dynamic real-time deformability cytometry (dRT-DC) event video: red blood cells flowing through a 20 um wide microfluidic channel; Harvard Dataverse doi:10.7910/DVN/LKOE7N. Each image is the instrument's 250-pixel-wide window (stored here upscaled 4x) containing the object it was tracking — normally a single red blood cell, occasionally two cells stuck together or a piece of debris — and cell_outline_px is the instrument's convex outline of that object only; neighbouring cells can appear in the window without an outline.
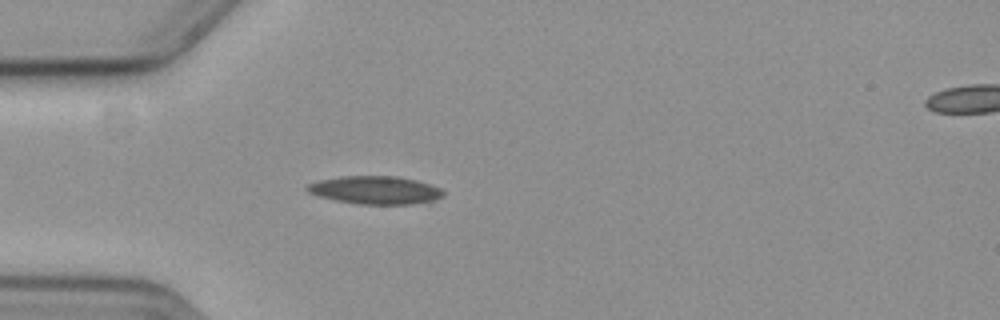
{"species": "common noctule bat (a hibernating species)", "species_latin": "Nyctalus noctula", "temperature_condition": "cold", "stored_images_in_passage": 19, "camera_frame_rate_fps": 3000, "um_per_image_px": 0.085, "animal": {"sex": "female", "body_mass_g": 19.3, "forearm_length_mm": 54.1}, "frame": {"image": 1, "passage_image": 7, "time_ms": 2.0, "image_size_px": [1000, 320], "cell_outline_px": [[444, 196], [436, 200], [412, 204], [356, 204], [336, 200], [320, 196], [308, 192], [304, 188], [308, 184], [320, 180], [344, 176], [396, 176], [416, 180], [440, 188], [444, 192]], "centroid_in_image_um": [31.91, 16.16], "position_along_channel_um": 53.1, "area_um2": 22.14}}
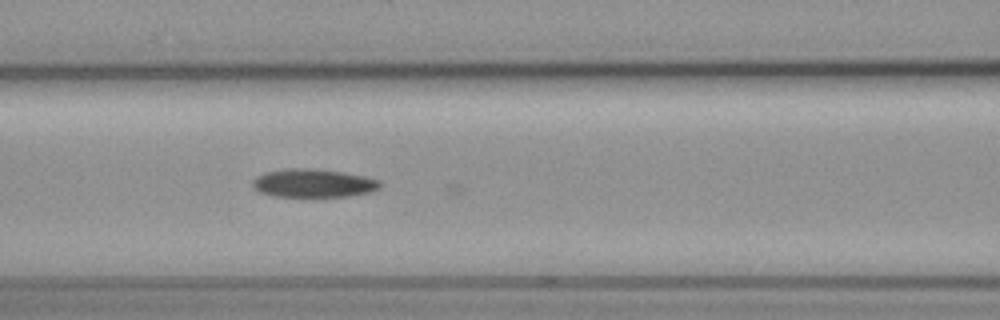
{"frame": {"image": 2, "passage_image": 15, "time_ms": 4.667, "image_size_px": [1000, 320], "cell_outline_px": [[380, 188], [372, 192], [348, 196], [272, 196], [260, 192], [252, 184], [252, 180], [256, 176], [264, 172], [288, 168], [312, 168], [340, 172], [364, 176], [380, 180]], "centroid_in_image_um": [26.63, 15.56], "position_along_channel_um": 140.0, "area_um2": 20.98}}
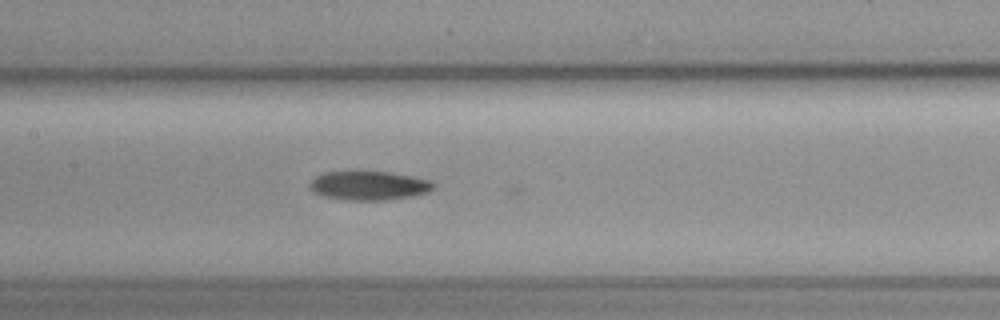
{"frame": {"image": 3, "passage_image": 18, "time_ms": 5.667, "image_size_px": [1000, 320], "cell_outline_px": [[436, 188], [428, 192], [412, 196], [384, 200], [344, 200], [324, 196], [312, 192], [308, 188], [308, 184], [316, 176], [324, 172], [392, 172], [432, 180], [436, 184]], "centroid_in_image_um": [31.38, 15.78], "position_along_channel_um": 176.0, "area_um2": 21.1}}